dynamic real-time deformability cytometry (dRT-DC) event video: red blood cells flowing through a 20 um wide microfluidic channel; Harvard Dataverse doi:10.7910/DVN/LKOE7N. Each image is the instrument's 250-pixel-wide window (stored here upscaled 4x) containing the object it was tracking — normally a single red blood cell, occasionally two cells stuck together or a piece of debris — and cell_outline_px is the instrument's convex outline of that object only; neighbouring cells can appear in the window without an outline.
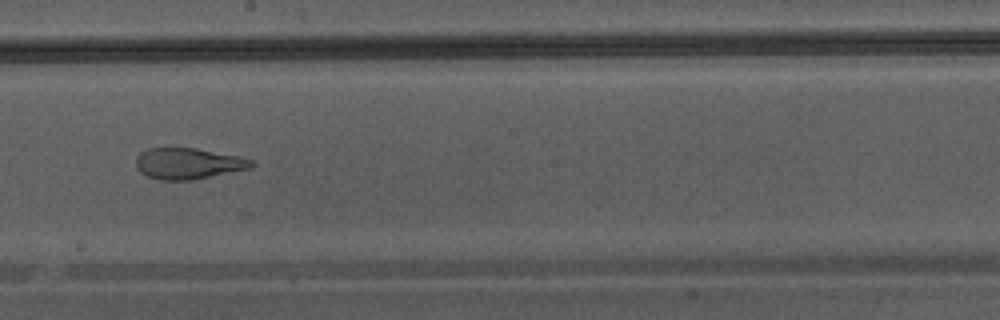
{"species": "Egyptian fruit bat (a non-hibernating species)", "species_latin": "Rousettus aegyptiacus", "temperature_condition": "warm", "stored_images_in_passage": 29, "camera_frame_rate_fps": 3000, "um_per_image_px": 0.085, "animal": {"sex": "male"}, "frame": {"image": 1, "passage_image": 13, "time_ms": 4.0, "image_size_px": [1000, 320], "cell_outline_px": [[256, 164], [252, 168], [192, 180], [160, 180], [148, 176], [140, 172], [136, 168], [136, 156], [140, 152], [148, 148], [196, 148], [240, 156], [252, 160]], "centroid_in_image_um": [16.0, 13.9], "position_along_channel_um": 232.2, "area_um2": 21.1}}